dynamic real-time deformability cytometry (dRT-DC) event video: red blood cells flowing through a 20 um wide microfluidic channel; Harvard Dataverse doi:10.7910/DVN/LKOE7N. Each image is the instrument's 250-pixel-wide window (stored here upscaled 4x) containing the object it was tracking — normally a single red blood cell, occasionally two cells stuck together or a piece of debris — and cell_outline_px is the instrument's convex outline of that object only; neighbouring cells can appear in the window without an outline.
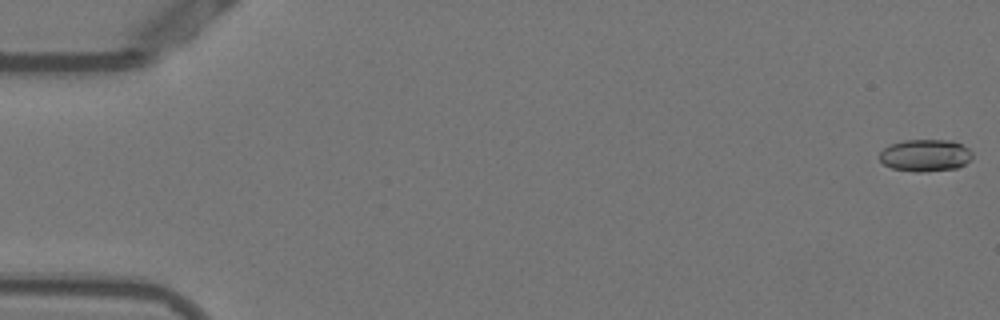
{"species": "Egyptian fruit bat (a non-hibernating species)", "species_latin": "Rousettus aegyptiacus", "temperature_condition": "warm", "stored_images_in_passage": 52, "camera_frame_rate_fps": 3000, "um_per_image_px": 0.085, "animal": {"sex": "female"}, "frame": {"image": 1, "passage_image": 1, "time_ms": 0.0, "image_size_px": [1000, 320], "cell_outline_px": [[972, 160], [956, 168], [920, 172], [916, 172], [892, 168], [884, 164], [880, 160], [880, 152], [884, 148], [892, 144], [904, 140], [952, 140], [968, 148], [972, 152]], "centroid_in_image_um": [78.67, 13.2], "position_along_channel_um": 6.3, "area_um2": 17.28}}
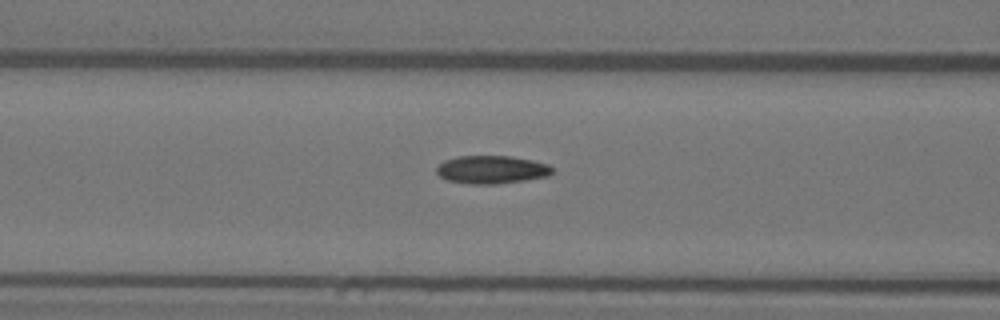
{"frame": {"image": 2, "passage_image": 22, "time_ms": 7.0, "image_size_px": [1000, 320], "cell_outline_px": [[552, 172], [548, 176], [524, 180], [496, 184], [468, 184], [448, 180], [440, 176], [436, 172], [436, 168], [444, 160], [456, 156], [508, 156], [532, 160], [548, 164], [552, 168]], "centroid_in_image_um": [41.76, 14.41], "position_along_channel_um": 124.8, "area_um2": 18.84}}
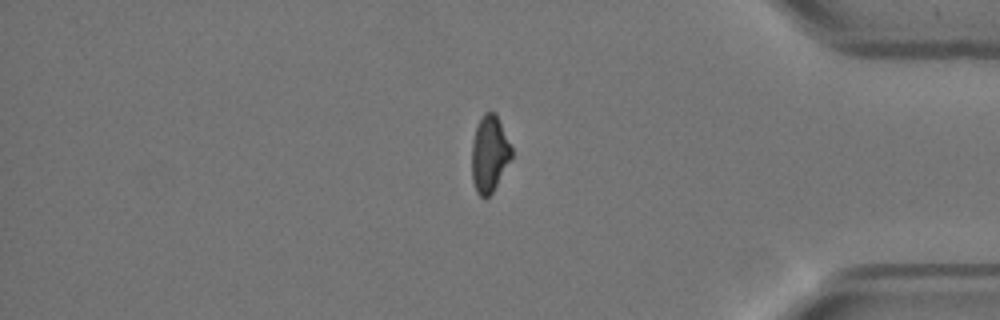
{"frame": {"image": 3, "passage_image": 45, "time_ms": 14.667, "image_size_px": [1000, 320], "cell_outline_px": [[512, 156], [492, 192], [484, 200], [476, 192], [472, 180], [472, 140], [476, 128], [484, 112], [496, 112], [512, 148]], "centroid_in_image_um": [41.59, 13.08], "position_along_channel_um": 393.6, "area_um2": 17.63}, "authors_computed_cell_mechanics": {"area_um2": 18.3226, "velocity_mm_per_s": 3.8426, "shape_relaxation_time_tau1_ms": 7.3072, "shape_relaxation_time_tau2_ms": 1.8018, "deformation_change_tau1": 0.2115, "deformation_change_tau2": 0.0798}}